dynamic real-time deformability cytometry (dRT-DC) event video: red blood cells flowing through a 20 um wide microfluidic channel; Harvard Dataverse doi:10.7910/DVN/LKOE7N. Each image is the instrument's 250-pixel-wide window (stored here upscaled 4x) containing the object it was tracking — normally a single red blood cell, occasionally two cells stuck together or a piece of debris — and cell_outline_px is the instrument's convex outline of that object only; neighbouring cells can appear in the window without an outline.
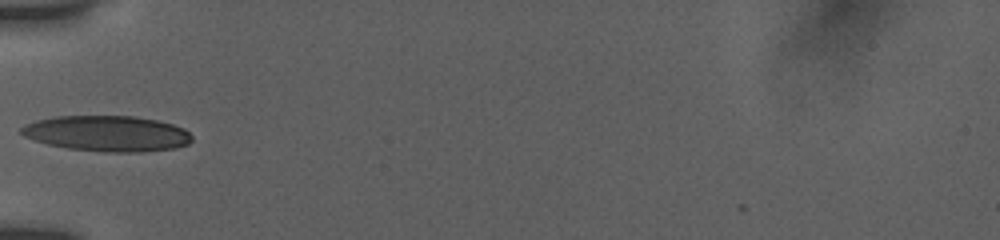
{"species": "human", "species_latin": "Homo sapiens", "temperature_condition": "room temperature", "stored_images_in_passage": 8, "camera_frame_rate_fps": 3000, "um_per_image_px": 0.085, "donor": {"sex": "female"}, "frame": {"image": 1, "passage_image": 1, "time_ms": 0.0, "image_size_px": [1000, 240], "cell_outline_px": [[192, 140], [188, 144], [176, 148], [140, 152], [108, 152], [68, 148], [48, 144], [24, 136], [20, 132], [20, 128], [24, 124], [36, 120], [56, 116], [136, 116], [156, 120], [172, 124], [184, 128], [192, 136]], "centroid_in_image_um": [9.12, 11.34], "position_along_channel_um": 75.9, "area_um2": 35.49}}
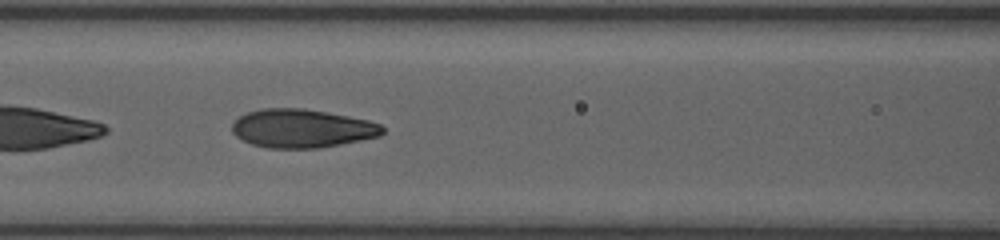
{"frame": {"image": 2, "passage_image": 5, "time_ms": 1.667, "image_size_px": [1000, 240], "cell_outline_px": [[384, 132], [380, 136], [320, 148], [268, 148], [252, 144], [236, 136], [232, 132], [232, 124], [240, 116], [248, 112], [260, 108], [304, 108], [328, 112], [368, 120], [380, 124], [384, 128]], "centroid_in_image_um": [25.67, 10.91], "position_along_channel_um": 140.9, "area_um2": 33.76}}
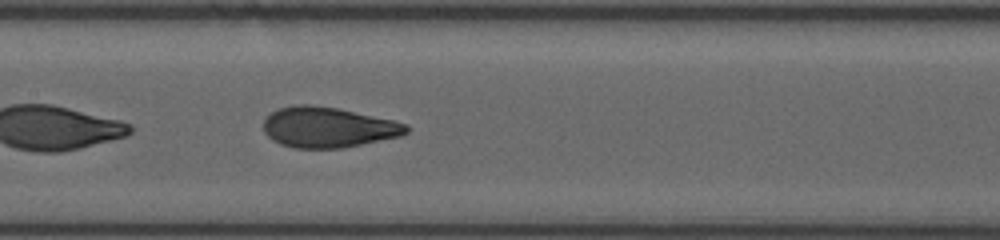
{"frame": {"image": 3, "passage_image": 8, "time_ms": 2.667, "image_size_px": [1000, 240], "cell_outline_px": [[408, 132], [400, 136], [340, 148], [292, 148], [280, 144], [272, 140], [264, 132], [264, 120], [272, 112], [280, 108], [296, 104], [308, 104], [336, 108], [392, 120], [408, 124]], "centroid_in_image_um": [27.85, 10.82], "position_along_channel_um": 179.5, "area_um2": 33.35}}